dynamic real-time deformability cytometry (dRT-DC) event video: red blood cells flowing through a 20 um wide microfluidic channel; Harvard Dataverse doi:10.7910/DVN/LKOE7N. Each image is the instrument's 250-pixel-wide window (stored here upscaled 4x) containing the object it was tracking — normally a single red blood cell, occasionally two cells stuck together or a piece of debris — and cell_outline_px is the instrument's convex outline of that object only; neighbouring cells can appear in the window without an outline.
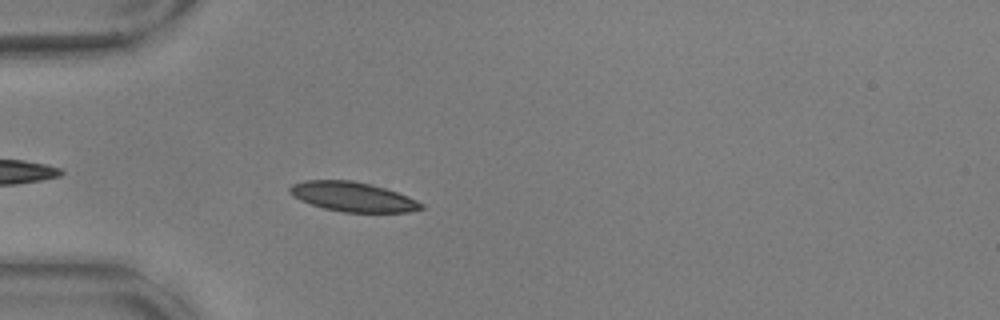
{"species": "common noctule bat (a hibernating species)", "species_latin": "Nyctalus noctula", "temperature_condition": "warm", "stored_images_in_passage": 45, "camera_frame_rate_fps": 3000, "um_per_image_px": 0.085, "animal": {"sex": "male", "body_mass_g": 17.9, "forearm_length_mm": 54.2}, "frame": {"image": 1, "passage_image": 6, "time_ms": 1.667, "image_size_px": [1000, 320], "cell_outline_px": [[424, 208], [408, 212], [344, 212], [324, 208], [300, 200], [292, 196], [288, 192], [288, 188], [292, 184], [304, 180], [352, 180], [372, 184], [396, 192], [416, 200], [424, 204]], "centroid_in_image_um": [29.95, 16.72], "position_along_channel_um": 55.0, "area_um2": 22.6}}
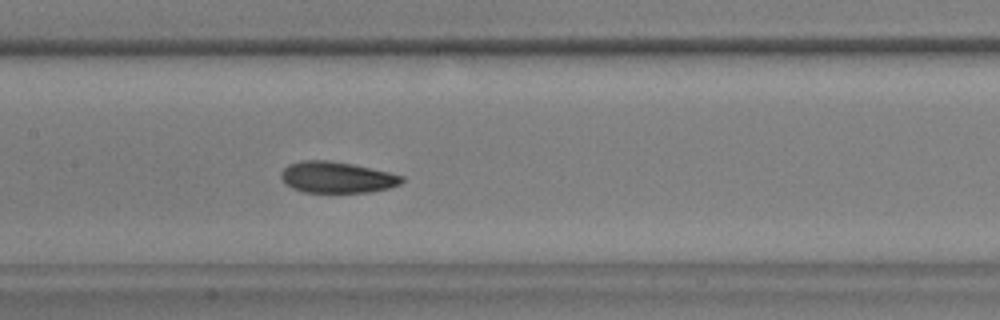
{"frame": {"image": 2, "passage_image": 17, "time_ms": 5.333, "image_size_px": [1000, 320], "cell_outline_px": [[404, 180], [400, 184], [388, 188], [372, 192], [304, 192], [292, 188], [280, 176], [280, 172], [288, 164], [300, 160], [328, 160], [352, 164], [388, 172], [404, 176]], "centroid_in_image_um": [28.63, 15.06], "position_along_channel_um": 178.8, "area_um2": 21.91}}
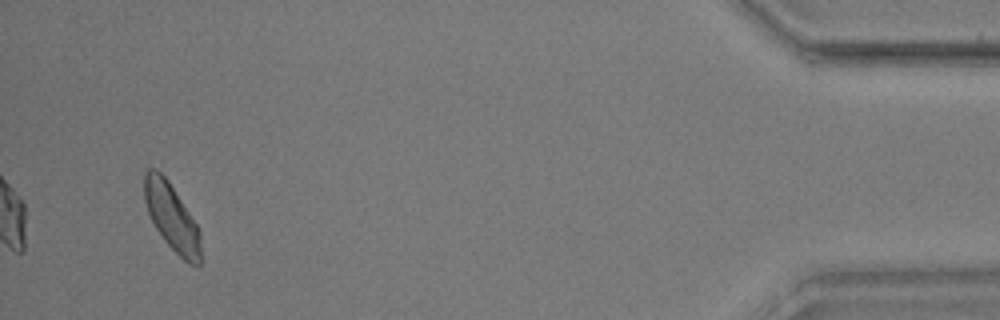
{"frame": {"image": 3, "passage_image": 43, "time_ms": 14.0, "image_size_px": [1000, 320], "cell_outline_px": [[200, 264], [188, 264], [164, 240], [156, 228], [148, 212], [144, 200], [144, 172], [148, 168], [152, 168], [160, 172], [168, 180], [196, 224], [200, 232]], "centroid_in_image_um": [14.57, 18.44], "position_along_channel_um": 420.6, "area_um2": 21.56}, "authors_computed_cell_mechanics": {"area_um2": 22.1374, "velocity_mm_per_s": 3.608, "shape_relaxation_time_tau1_ms": 3.0519, "shape_relaxation_time_tau2_ms": 2.583, "deformation_change_tau1": 0.091, "deformation_change_tau2": 0.0786}}